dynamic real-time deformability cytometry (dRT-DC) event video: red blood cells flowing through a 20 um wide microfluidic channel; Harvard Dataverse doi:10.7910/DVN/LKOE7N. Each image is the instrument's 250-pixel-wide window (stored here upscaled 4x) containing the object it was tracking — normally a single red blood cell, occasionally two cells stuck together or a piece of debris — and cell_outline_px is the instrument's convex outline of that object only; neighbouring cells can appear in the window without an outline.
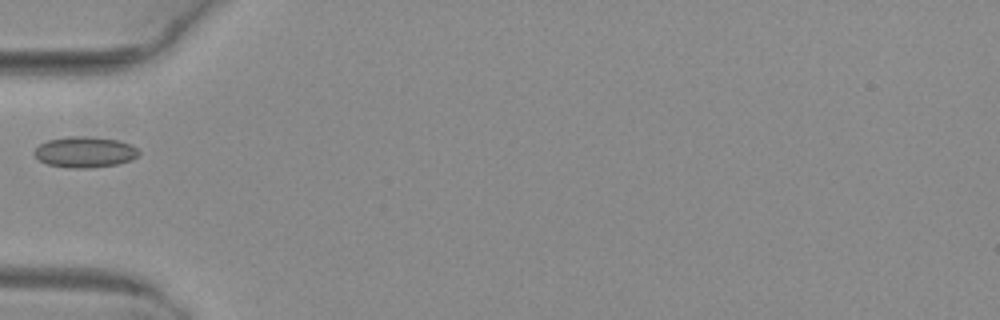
{"species": "common noctule bat (a hibernating species)", "species_latin": "Nyctalus noctula", "temperature_condition": "warm", "stored_images_in_passage": 4, "camera_frame_rate_fps": 3000, "um_per_image_px": 0.085, "animal": {"sex": "female", "body_mass_g": 29.2, "forearm_length_mm": 56.3}, "frame": {"image": 1, "passage_image": 3, "time_ms": 0.667, "image_size_px": [1000, 320], "cell_outline_px": [[140, 152], [132, 160], [116, 164], [92, 168], [68, 168], [48, 164], [40, 160], [32, 152], [40, 144], [48, 140], [68, 136], [88, 136], [120, 140], [132, 144]], "centroid_in_image_um": [7.22, 12.92], "position_along_channel_um": 77.8, "area_um2": 18.9}}
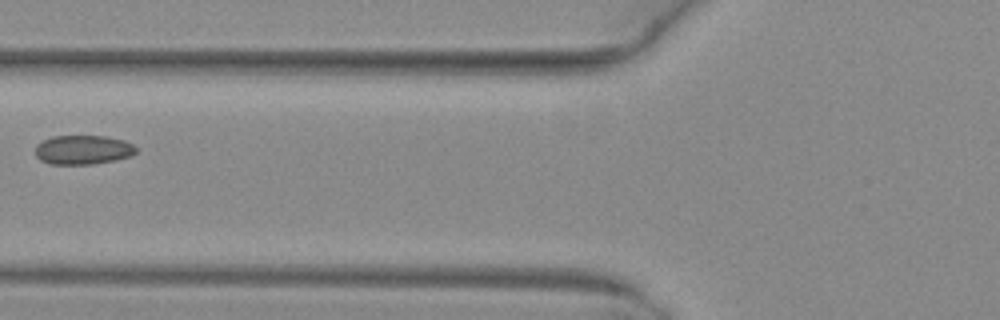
{"frame": {"image": 2, "passage_image": 4, "time_ms": 1.0, "image_size_px": [1000, 320], "cell_outline_px": [[136, 152], [128, 156], [116, 160], [92, 164], [52, 164], [40, 160], [36, 156], [36, 144], [52, 136], [104, 136], [124, 140], [132, 144], [136, 148]], "centroid_in_image_um": [7.04, 12.73], "position_along_channel_um": 118.8, "area_um2": 17.05}}